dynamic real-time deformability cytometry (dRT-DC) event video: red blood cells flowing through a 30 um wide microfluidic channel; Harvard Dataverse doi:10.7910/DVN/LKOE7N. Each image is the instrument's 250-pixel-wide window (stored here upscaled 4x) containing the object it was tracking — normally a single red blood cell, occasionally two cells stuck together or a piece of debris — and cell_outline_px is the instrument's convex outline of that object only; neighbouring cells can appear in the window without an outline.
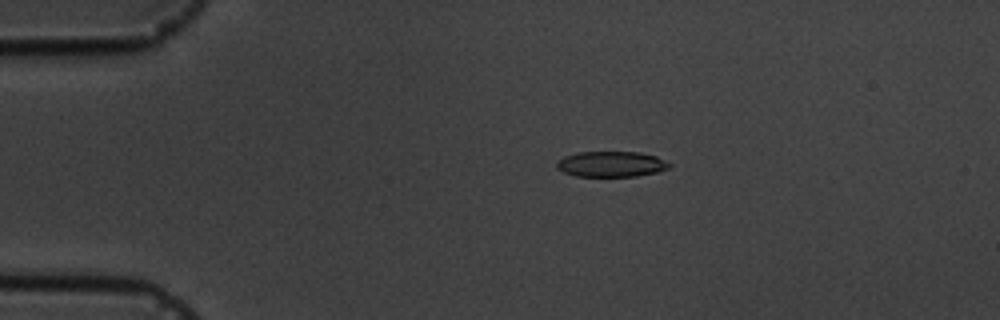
{"species": "common noctule bat (a hibernating species)", "species_latin": "Nyctalus noctula", "temperature_condition": "cold", "stored_images_in_passage": 6, "camera_frame_rate_fps": 3000, "um_per_image_px": 0.085, "animal": {"sex": "male", "body_mass_g": 19.5, "forearm_length_mm": 54.6}, "frame": {"image": 1, "passage_image": 3, "time_ms": 2.0, "image_size_px": [1000, 320], "cell_outline_px": [[672, 168], [656, 172], [636, 176], [576, 176], [564, 172], [556, 168], [556, 160], [564, 156], [576, 152], [640, 152], [656, 156], [672, 164]], "centroid_in_image_um": [51.95, 13.94], "position_along_channel_um": 33.0, "area_um2": 16.94}}
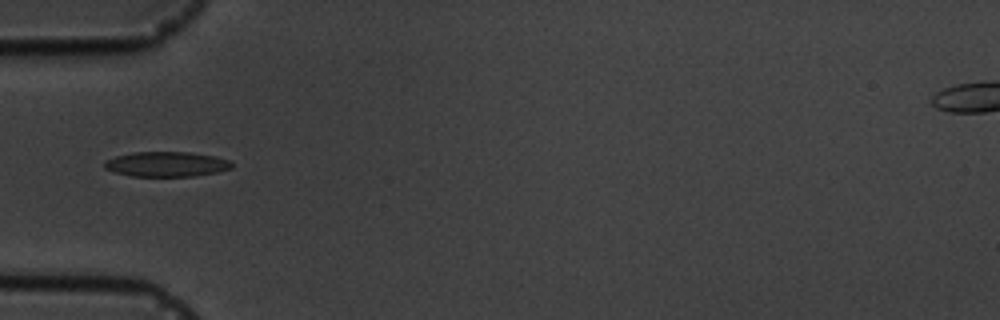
{"frame": {"image": 2, "passage_image": 5, "time_ms": 4.333, "image_size_px": [1000, 320], "cell_outline_px": [[232, 168], [220, 172], [196, 176], [132, 176], [116, 172], [104, 168], [104, 160], [116, 156], [132, 152], [188, 152], [212, 156], [228, 160], [232, 164]], "centroid_in_image_um": [14.14, 13.96], "position_along_channel_um": 70.9, "area_um2": 18.5}}
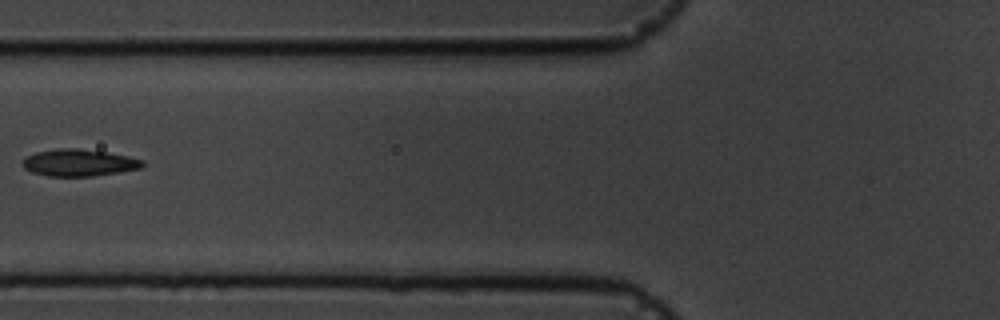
{"frame": {"image": 3, "passage_image": 6, "time_ms": 5.667, "image_size_px": [1000, 320], "cell_outline_px": [[144, 164], [140, 168], [120, 172], [92, 176], [48, 176], [32, 172], [24, 168], [24, 160], [28, 156], [36, 152], [60, 148], [80, 148], [128, 156], [144, 160]], "centroid_in_image_um": [6.73, 13.83], "position_along_channel_um": 119.1, "area_um2": 18.61}}